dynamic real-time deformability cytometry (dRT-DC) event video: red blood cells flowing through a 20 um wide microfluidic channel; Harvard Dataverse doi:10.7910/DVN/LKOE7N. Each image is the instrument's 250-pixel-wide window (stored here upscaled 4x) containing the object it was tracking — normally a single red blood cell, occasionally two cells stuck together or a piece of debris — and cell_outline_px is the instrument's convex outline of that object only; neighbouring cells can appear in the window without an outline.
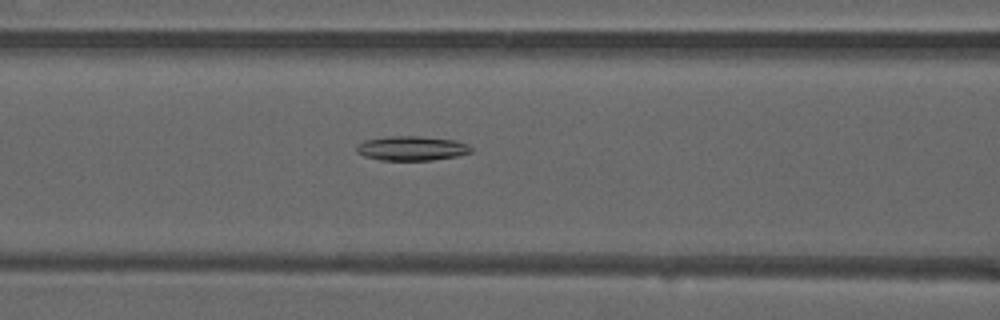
{"species": "common noctule bat (a hibernating species)", "species_latin": "Nyctalus noctula", "temperature_condition": "warm", "stored_images_in_passage": 51, "camera_frame_rate_fps": 3000, "um_per_image_px": 0.085, "animal": {"sex": "male", "forearm_length_mm": 52.5}, "frame": {"image": 1, "passage_image": 22, "time_ms": 7.0, "image_size_px": [1000, 320], "cell_outline_px": [[472, 152], [456, 156], [432, 160], [380, 160], [364, 156], [356, 152], [356, 144], [364, 140], [388, 136], [420, 136], [456, 140], [468, 144], [472, 148]], "centroid_in_image_um": [34.98, 12.6], "position_along_channel_um": 131.6, "area_um2": 16.47}}
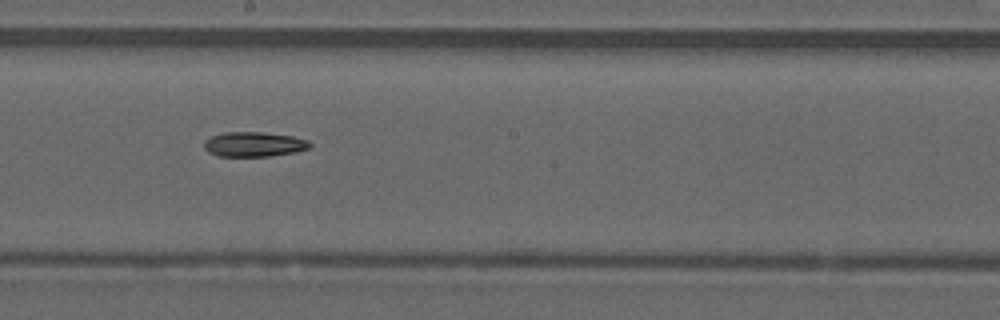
{"frame": {"image": 2, "passage_image": 29, "time_ms": 9.333, "image_size_px": [1000, 320], "cell_outline_px": [[312, 144], [308, 148], [296, 152], [268, 156], [216, 156], [208, 152], [204, 148], [204, 140], [212, 136], [224, 132], [264, 132], [292, 136], [308, 140]], "centroid_in_image_um": [21.57, 12.26], "position_along_channel_um": 226.6, "area_um2": 15.32}}
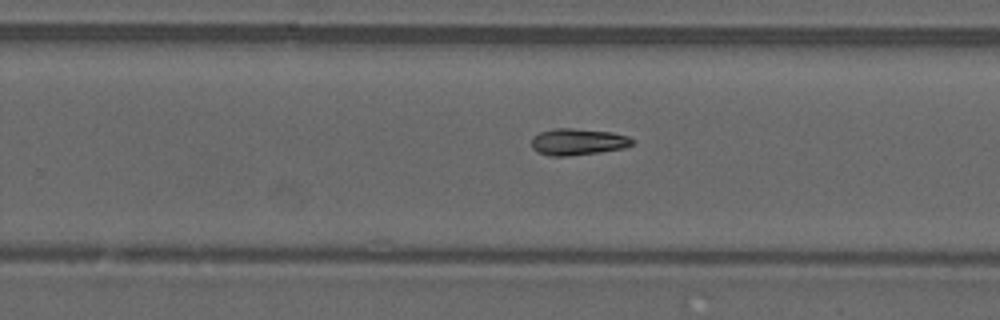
{"frame": {"image": 3, "passage_image": 33, "time_ms": 10.667, "image_size_px": [1000, 320], "cell_outline_px": [[632, 144], [624, 148], [600, 152], [568, 156], [548, 156], [536, 152], [532, 148], [532, 136], [540, 132], [552, 128], [572, 128], [612, 132], [628, 136], [632, 140]], "centroid_in_image_um": [49.06, 12.05], "position_along_channel_um": 280.7, "area_um2": 15.72}}